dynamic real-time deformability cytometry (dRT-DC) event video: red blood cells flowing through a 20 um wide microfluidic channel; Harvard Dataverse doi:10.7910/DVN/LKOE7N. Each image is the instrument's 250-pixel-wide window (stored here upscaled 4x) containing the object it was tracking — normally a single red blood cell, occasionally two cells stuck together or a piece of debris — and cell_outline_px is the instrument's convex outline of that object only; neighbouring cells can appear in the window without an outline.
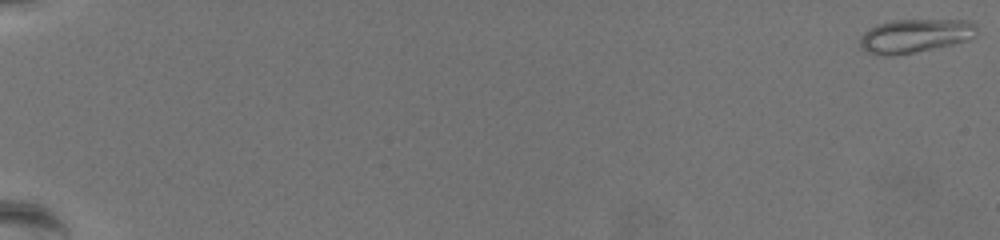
{"species": "common noctule bat (a hibernating species)", "species_latin": "Nyctalus noctula", "temperature_condition": "warm", "stored_images_in_passage": 65, "camera_frame_rate_fps": 3000, "um_per_image_px": 0.085, "animal": {"sex": "female", "body_mass_g": 19.5, "forearm_length_mm": 54.1}, "frame": {"image": 1, "passage_image": 1, "time_ms": 0.0, "image_size_px": [1000, 240], "cell_outline_px": [[976, 36], [968, 40], [952, 44], [912, 52], [888, 56], [884, 56], [868, 52], [860, 48], [860, 36], [868, 28], [876, 24], [892, 20], [972, 20], [976, 24]], "centroid_in_image_um": [77.76, 3.03], "position_along_channel_um": 7.2, "area_um2": 22.95}}
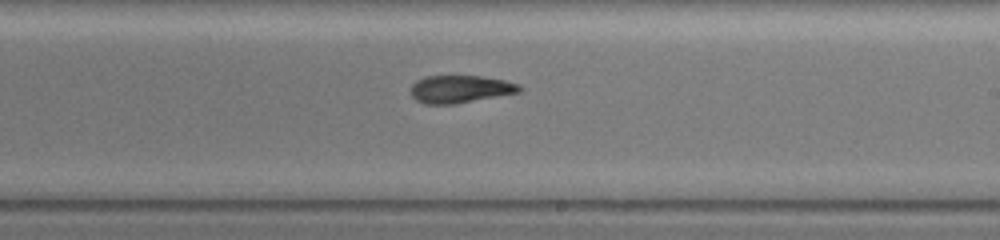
{"frame": {"image": 2, "passage_image": 42, "time_ms": 13.667, "image_size_px": [1000, 240], "cell_outline_px": [[520, 92], [456, 104], [424, 104], [416, 100], [412, 96], [412, 84], [416, 80], [424, 76], [480, 76], [504, 80], [520, 84]], "centroid_in_image_um": [39.1, 7.57], "position_along_channel_um": 249.9, "area_um2": 17.46}}
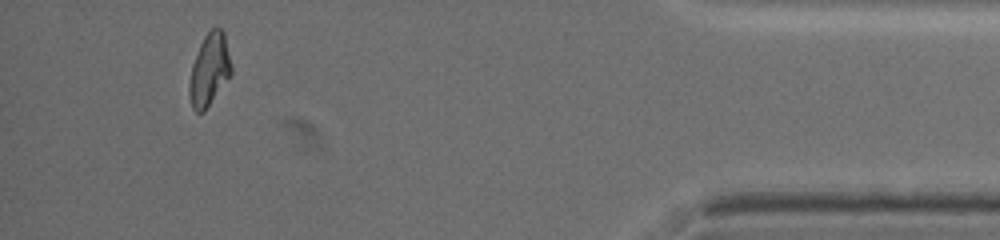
{"frame": {"image": 3, "passage_image": 61, "time_ms": 20.0, "image_size_px": [1000, 240], "cell_outline_px": [[232, 72], [204, 112], [196, 112], [192, 108], [188, 92], [188, 84], [192, 64], [200, 44], [204, 36], [216, 24], [224, 32], [232, 68]], "centroid_in_image_um": [17.78, 5.91], "position_along_channel_um": 417.4, "area_um2": 17.63}, "authors_computed_cell_mechanics": {"area_um2": 18.2648, "velocity_mm_per_s": 3.453, "shape_relaxation_time_tau1_ms": 6.5487, "shape_relaxation_time_tau2_ms": 2.7756, "deformation_change_tau1": 0.1995, "deformation_change_tau2": 0.0942}}